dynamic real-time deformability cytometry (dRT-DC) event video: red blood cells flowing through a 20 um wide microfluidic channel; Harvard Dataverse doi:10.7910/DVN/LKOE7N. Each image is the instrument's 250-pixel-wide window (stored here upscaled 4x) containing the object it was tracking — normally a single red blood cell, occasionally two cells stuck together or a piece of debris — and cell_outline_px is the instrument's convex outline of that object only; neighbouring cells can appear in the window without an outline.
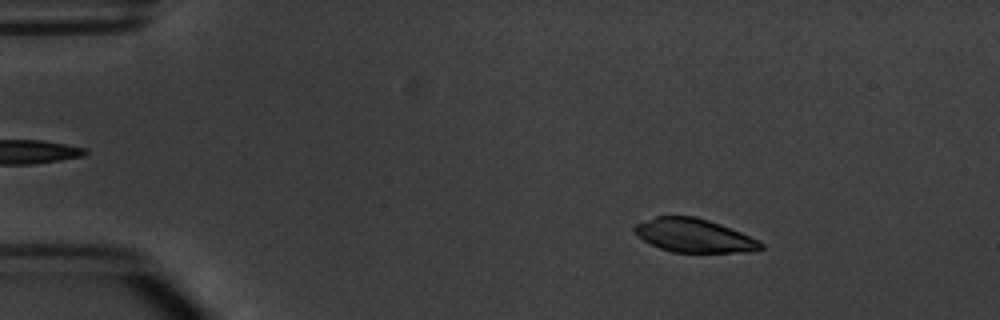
{"species": "common noctule bat (a hibernating species)", "species_latin": "Nyctalus noctula", "temperature_condition": "warm", "stored_images_in_passage": 4, "camera_frame_rate_fps": 3000, "um_per_image_px": 0.085, "animal": {"sex": "male", "body_mass_g": 20.1, "forearm_length_mm": 53.5}, "frame": {"image": 1, "passage_image": 2, "time_ms": 1.0, "image_size_px": [1000, 320], "cell_outline_px": [[764, 248], [752, 252], [672, 252], [660, 248], [644, 240], [632, 228], [636, 224], [656, 216], [696, 216], [720, 224], [760, 240], [764, 244]], "centroid_in_image_um": [59.04, 20.02], "position_along_channel_um": 26.0, "area_um2": 24.57}}